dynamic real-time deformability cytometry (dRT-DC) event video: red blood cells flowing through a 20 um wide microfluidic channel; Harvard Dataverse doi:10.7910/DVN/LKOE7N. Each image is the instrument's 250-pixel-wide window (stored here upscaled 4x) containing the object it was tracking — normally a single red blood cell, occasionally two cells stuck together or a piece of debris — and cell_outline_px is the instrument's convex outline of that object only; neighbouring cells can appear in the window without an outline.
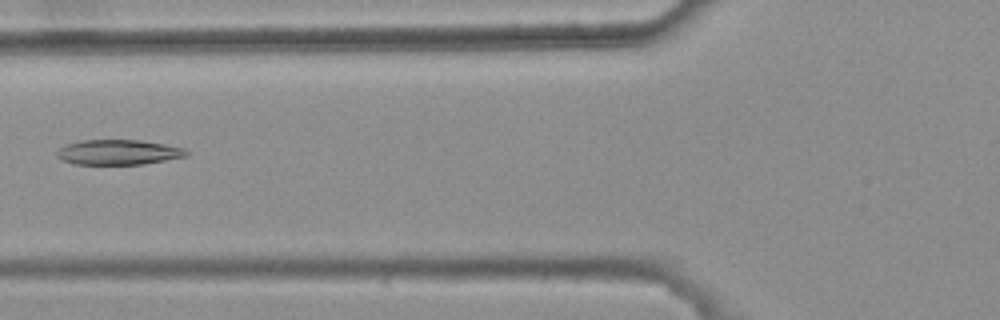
{"species": "common noctule bat (a hibernating species)", "species_latin": "Nyctalus noctula", "temperature_condition": "warm", "stored_images_in_passage": 3, "camera_frame_rate_fps": 3000, "um_per_image_px": 0.085, "animal": {"sex": "female", "body_mass_g": 25.1}, "frame": {"image": 1, "passage_image": 3, "time_ms": 0.667, "image_size_px": [1000, 320], "cell_outline_px": [[188, 156], [144, 164], [72, 164], [56, 156], [56, 152], [60, 148], [68, 144], [84, 140], [140, 140], [164, 144], [184, 148], [188, 152]], "centroid_in_image_um": [10.08, 12.94], "position_along_channel_um": 115.7, "area_um2": 18.79}}